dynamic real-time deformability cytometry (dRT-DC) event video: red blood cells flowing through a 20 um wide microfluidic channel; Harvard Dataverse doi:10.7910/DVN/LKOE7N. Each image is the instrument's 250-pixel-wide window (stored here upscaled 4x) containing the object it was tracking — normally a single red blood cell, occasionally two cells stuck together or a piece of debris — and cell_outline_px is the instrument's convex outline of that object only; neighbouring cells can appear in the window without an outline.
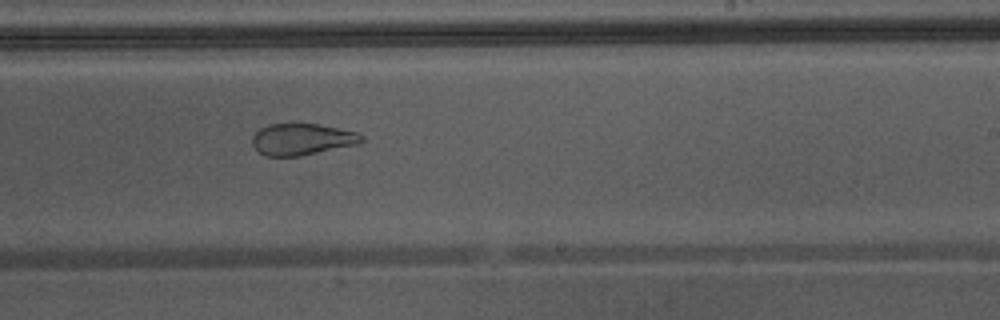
{"species": "Egyptian fruit bat (a non-hibernating species)", "species_latin": "Rousettus aegyptiacus", "temperature_condition": "warm", "stored_images_in_passage": 41, "camera_frame_rate_fps": 3000, "um_per_image_px": 0.085, "animal": {"sex": "male"}, "frame": {"image": 1, "passage_image": 24, "time_ms": 7.667, "image_size_px": [1000, 320], "cell_outline_px": [[364, 140], [356, 144], [300, 156], [268, 156], [260, 152], [252, 144], [252, 136], [260, 128], [268, 124], [316, 124], [356, 132], [364, 136]], "centroid_in_image_um": [25.64, 11.84], "position_along_channel_um": 263.4, "area_um2": 19.77}, "authors_computed_cell_mechanics": {"area_um2": 27.6862, "velocity_mm_per_s": 4.4239, "shape_relaxation_time_tau1_ms": null, "shape_relaxation_time_tau2_ms": 1.3316, "deformation_change_tau1": null, "deformation_change_tau2": 0.0883}}